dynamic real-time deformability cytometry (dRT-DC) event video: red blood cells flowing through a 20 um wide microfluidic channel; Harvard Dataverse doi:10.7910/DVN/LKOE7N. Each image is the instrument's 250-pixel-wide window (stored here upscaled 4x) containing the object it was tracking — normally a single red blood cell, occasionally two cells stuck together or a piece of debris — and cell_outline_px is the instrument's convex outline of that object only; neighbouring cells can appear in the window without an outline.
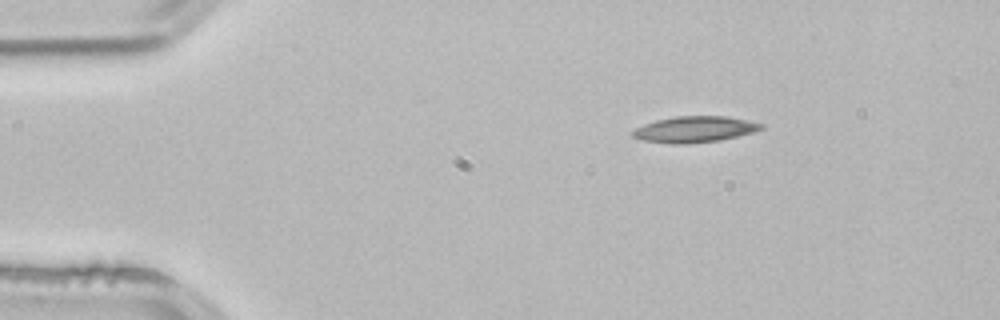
{"species": "common noctule bat (a hibernating species)", "species_latin": "Nyctalus noctula", "temperature_condition": "room temperature", "stored_images_in_passage": 2, "camera_frame_rate_fps": 3000, "um_per_image_px": 0.085, "animal": {"sex": "male", "body_mass_g": 21.5, "forearm_length_mm": 52.0}, "frame": {"image": 1, "passage_image": 1, "time_ms": 0.0, "image_size_px": [1000, 320], "cell_outline_px": [[764, 128], [752, 132], [720, 140], [684, 144], [672, 144], [644, 140], [632, 136], [632, 132], [636, 128], [644, 124], [656, 120], [676, 116], [728, 116], [748, 120], [764, 124]], "centroid_in_image_um": [59.06, 10.98], "position_along_channel_um": 25.9, "area_um2": 19.42}}